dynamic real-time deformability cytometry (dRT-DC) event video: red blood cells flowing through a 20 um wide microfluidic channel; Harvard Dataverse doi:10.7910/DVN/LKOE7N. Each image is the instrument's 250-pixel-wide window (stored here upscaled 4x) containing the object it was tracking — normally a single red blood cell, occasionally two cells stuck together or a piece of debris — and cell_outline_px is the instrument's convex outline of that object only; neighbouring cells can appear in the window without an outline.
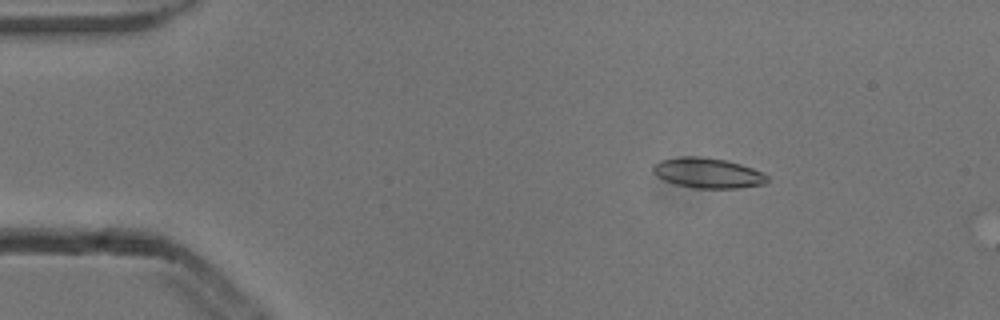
{"species": "common noctule bat (a hibernating species)", "species_latin": "Nyctalus noctula", "temperature_condition": "cold", "stored_images_in_passage": 5, "segment_of_instrument_passage": [1, 2], "camera_frame_rate_fps": 3000, "um_per_image_px": 0.085, "animal": {"sex": "male", "body_mass_g": 13.3}, "frame": {"image": 1, "passage_image": 3, "time_ms": 0.667, "image_size_px": [1000, 320], "cell_outline_px": [[768, 180], [764, 184], [736, 188], [696, 188], [676, 184], [664, 180], [656, 176], [652, 172], [652, 164], [660, 160], [680, 156], [700, 156], [728, 160], [752, 168], [768, 176]], "centroid_in_image_um": [60.11, 14.69], "position_along_channel_um": 24.9, "area_um2": 20.17}}